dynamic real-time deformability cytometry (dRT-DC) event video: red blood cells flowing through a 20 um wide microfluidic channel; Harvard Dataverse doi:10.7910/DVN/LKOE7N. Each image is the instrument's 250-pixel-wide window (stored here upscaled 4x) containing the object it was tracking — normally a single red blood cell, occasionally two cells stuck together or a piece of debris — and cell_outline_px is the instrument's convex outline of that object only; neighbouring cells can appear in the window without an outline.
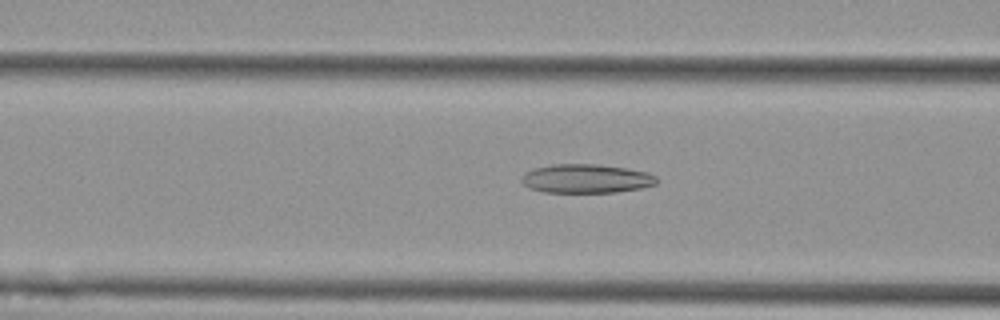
{"species": "Egyptian fruit bat (a non-hibernating species)", "species_latin": "Rousettus aegyptiacus", "temperature_condition": "cold", "stored_images_in_passage": 41, "camera_frame_rate_fps": 3000, "um_per_image_px": 0.085, "animal": {"sex": "female"}, "frame": {"image": 1, "passage_image": 7, "time_ms": 2.0, "image_size_px": [1000, 320], "cell_outline_px": [[656, 184], [640, 188], [616, 192], [544, 192], [528, 188], [520, 180], [520, 176], [524, 172], [532, 168], [552, 164], [600, 164], [628, 168], [648, 172], [656, 176]], "centroid_in_image_um": [49.78, 15.17], "position_along_channel_um": 116.8, "area_um2": 23.0}}
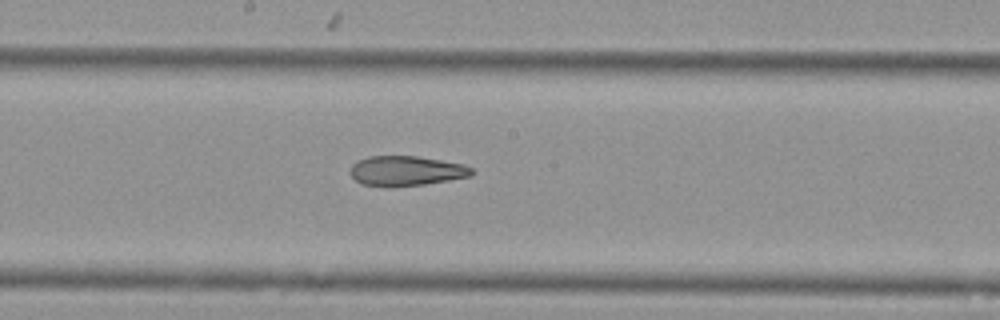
{"frame": {"image": 2, "passage_image": 15, "time_ms": 4.667, "image_size_px": [1000, 320], "cell_outline_px": [[476, 172], [472, 176], [424, 184], [364, 184], [356, 180], [352, 176], [352, 164], [356, 160], [368, 156], [416, 156], [464, 164], [472, 168]], "centroid_in_image_um": [34.6, 14.48], "position_along_channel_um": 213.6, "area_um2": 20.4}}
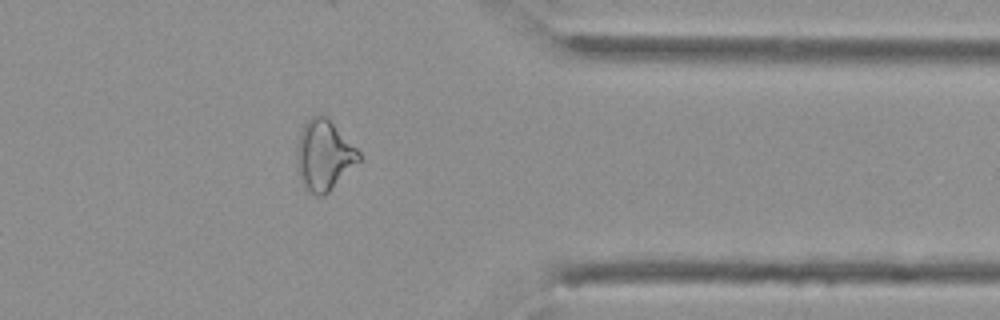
{"frame": {"image": 3, "passage_image": 30, "time_ms": 9.667, "image_size_px": [1000, 320], "cell_outline_px": [[360, 160], [324, 196], [316, 196], [300, 180], [296, 160], [296, 152], [300, 132], [304, 124], [312, 116], [324, 116], [360, 152]], "centroid_in_image_um": [27.51, 13.22], "position_along_channel_um": 383.9, "area_um2": 24.62}, "authors_computed_cell_mechanics": {"area_um2": 23.0044, "velocity_mm_per_s": 3.638, "shape_relaxation_time_tau1_ms": null, "shape_relaxation_time_tau2_ms": 4.8563, "deformation_change_tau1": null, "deformation_change_tau2": 0.1494}}